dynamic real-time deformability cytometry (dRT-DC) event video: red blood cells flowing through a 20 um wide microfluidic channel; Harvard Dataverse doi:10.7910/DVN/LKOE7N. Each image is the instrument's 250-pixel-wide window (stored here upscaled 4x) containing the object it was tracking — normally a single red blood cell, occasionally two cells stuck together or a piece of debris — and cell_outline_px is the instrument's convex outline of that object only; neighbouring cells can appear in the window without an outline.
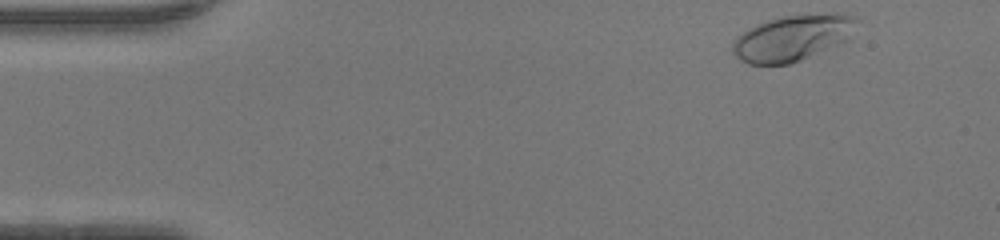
{"species": "human", "species_latin": "Homo sapiens", "temperature_condition": "warm", "stored_images_in_passage": 44, "camera_frame_rate_fps": 3000, "um_per_image_px": 0.085, "donor": {"sex": "female"}, "frame": {"image": 1, "passage_image": 1, "time_ms": 0.0, "image_size_px": [1000, 240], "cell_outline_px": [[856, 20], [848, 40], [792, 64], [748, 64], [740, 60], [732, 52], [732, 44], [744, 32], [768, 20], [784, 16], [836, 12], [856, 16]], "centroid_in_image_um": [67.39, 3.23], "position_along_channel_um": 17.6, "area_um2": 32.77}}
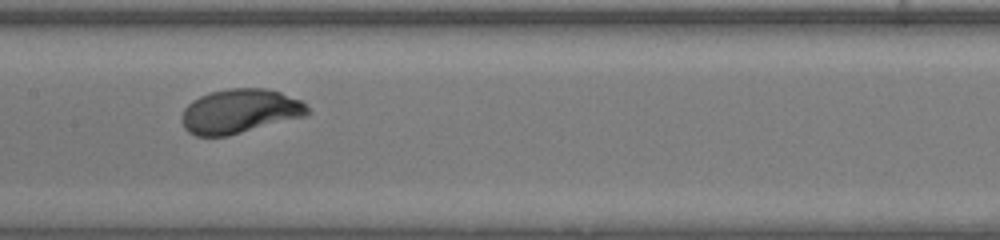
{"frame": {"image": 2, "passage_image": 20, "time_ms": 6.333, "image_size_px": [1000, 240], "cell_outline_px": [[312, 112], [308, 116], [228, 136], [196, 136], [188, 132], [184, 128], [180, 120], [180, 116], [184, 108], [192, 100], [200, 96], [212, 92], [228, 88], [268, 88], [280, 92], [300, 100]], "centroid_in_image_um": [20.38, 9.46], "position_along_channel_um": 187.0, "area_um2": 32.89}}
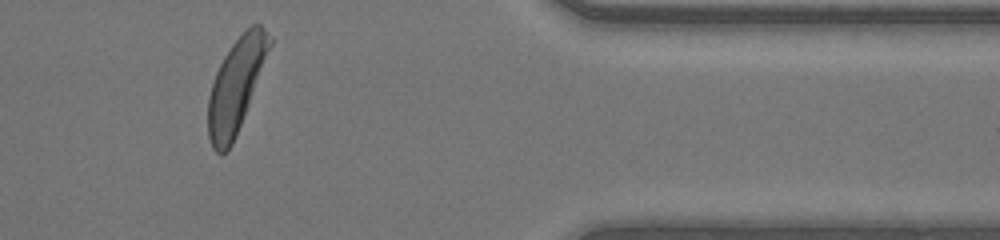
{"frame": {"image": 3, "passage_image": 36, "time_ms": 11.667, "image_size_px": [1000, 240], "cell_outline_px": [[272, 44], [236, 136], [232, 144], [220, 156], [212, 148], [208, 136], [208, 96], [216, 72], [224, 56], [232, 44], [252, 24], [260, 24], [264, 28], [272, 40]], "centroid_in_image_um": [20.04, 7.29], "position_along_channel_um": 391.4, "area_um2": 32.89}, "authors_computed_cell_mechanics": {"area_um2": 32.3969, "velocity_mm_per_s": 4.3301, "shape_relaxation_time_tau1_ms": 2.1717, "shape_relaxation_time_tau2_ms": null, "deformation_change_tau1": 0.1706, "deformation_change_tau2": null}}